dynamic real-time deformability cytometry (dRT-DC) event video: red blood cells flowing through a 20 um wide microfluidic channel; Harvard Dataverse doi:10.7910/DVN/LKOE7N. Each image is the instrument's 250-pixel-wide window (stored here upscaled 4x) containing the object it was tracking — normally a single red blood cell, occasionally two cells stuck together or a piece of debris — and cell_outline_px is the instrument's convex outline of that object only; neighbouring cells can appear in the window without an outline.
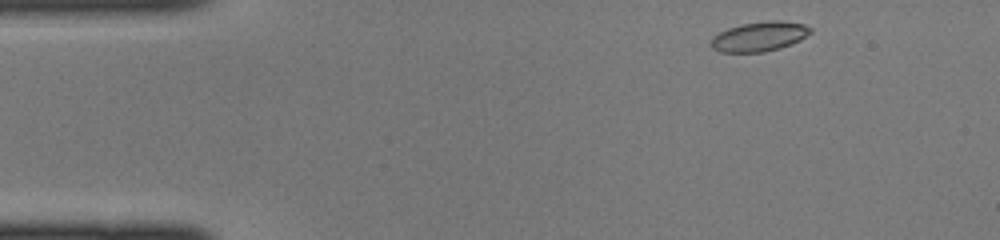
{"species": "common noctule bat (a hibernating species)", "species_latin": "Nyctalus noctula", "temperature_condition": "cold", "stored_images_in_passage": 40, "camera_frame_rate_fps": 3000, "um_per_image_px": 0.085, "animal": {"sex": "female", "body_mass_g": 22.0, "forearm_length_mm": 56.7}, "frame": {"image": 1, "passage_image": 1, "time_ms": 0.0, "image_size_px": [1000, 240], "cell_outline_px": [[812, 32], [800, 40], [792, 44], [780, 48], [764, 52], [720, 52], [712, 48], [712, 36], [728, 28], [740, 24], [768, 20], [776, 20], [804, 24], [812, 28]], "centroid_in_image_um": [64.56, 3.1], "position_along_channel_um": 20.4, "area_um2": 17.22}}
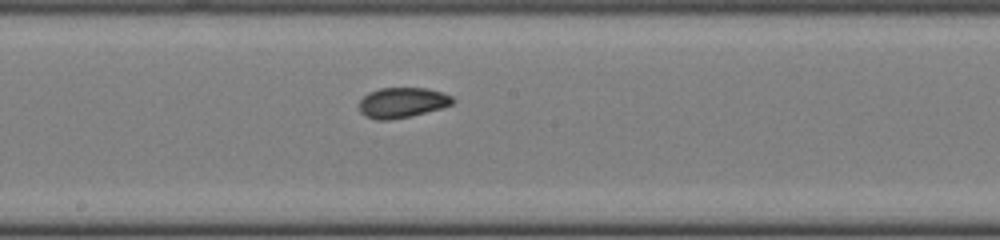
{"frame": {"image": 2, "passage_image": 19, "time_ms": 6.0, "image_size_px": [1000, 240], "cell_outline_px": [[456, 100], [452, 104], [440, 108], [412, 116], [388, 120], [376, 120], [364, 116], [360, 112], [360, 100], [368, 92], [380, 88], [424, 88], [440, 92], [452, 96]], "centroid_in_image_um": [34.17, 8.73], "position_along_channel_um": 214.0, "area_um2": 16.47}}
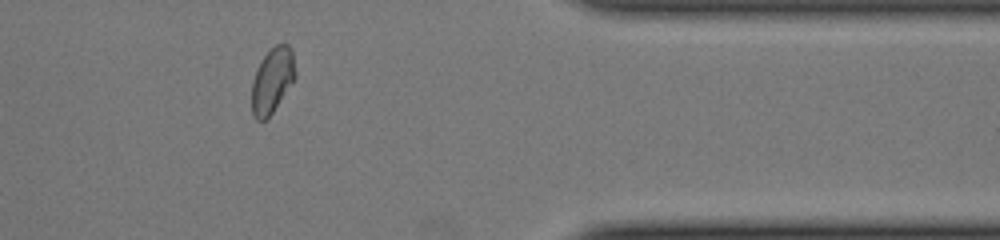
{"frame": {"image": 3, "passage_image": 32, "time_ms": 10.333, "image_size_px": [1000, 240], "cell_outline_px": [[296, 76], [272, 112], [264, 120], [256, 120], [252, 112], [252, 80], [256, 68], [264, 56], [276, 44], [288, 44], [292, 48], [296, 72]], "centroid_in_image_um": [23.14, 6.8], "position_along_channel_um": 388.3, "area_um2": 16.36}}